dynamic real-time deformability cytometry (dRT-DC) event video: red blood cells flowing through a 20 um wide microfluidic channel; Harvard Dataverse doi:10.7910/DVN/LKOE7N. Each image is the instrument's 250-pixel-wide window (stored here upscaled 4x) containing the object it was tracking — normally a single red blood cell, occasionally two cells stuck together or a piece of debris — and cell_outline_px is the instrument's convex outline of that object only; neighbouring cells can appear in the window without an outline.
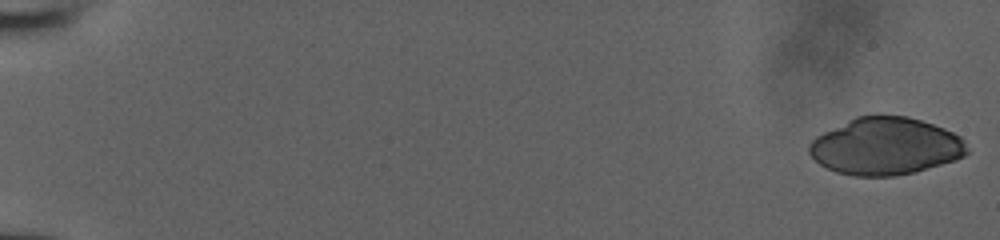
{"species": "human", "species_latin": "Homo sapiens", "temperature_condition": "room temperature", "stored_images_in_passage": 34, "camera_frame_rate_fps": 3000, "um_per_image_px": 0.085, "donor": {"sex": "male"}, "frame": {"image": 1, "passage_image": 1, "time_ms": 0.0, "image_size_px": [1000, 240], "cell_outline_px": [[968, 152], [964, 156], [916, 172], [892, 176], [852, 176], [836, 172], [820, 164], [808, 152], [808, 144], [816, 136], [856, 116], [876, 112], [908, 116], [944, 128], [960, 136], [964, 140], [968, 148]], "centroid_in_image_um": [75.26, 12.4], "position_along_channel_um": 9.7, "area_um2": 53.12}}
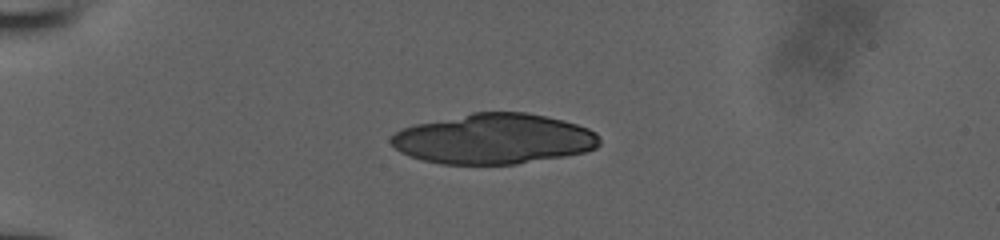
{"frame": {"image": 2, "passage_image": 15, "time_ms": 4.667, "image_size_px": [1000, 240], "cell_outline_px": [[600, 144], [596, 148], [584, 152], [564, 156], [516, 164], [440, 164], [424, 160], [400, 152], [388, 140], [400, 128], [416, 124], [472, 112], [524, 112], [564, 120], [588, 128], [596, 132], [600, 140]], "centroid_in_image_um": [41.97, 11.8], "position_along_channel_um": 43.0, "area_um2": 60.98}}